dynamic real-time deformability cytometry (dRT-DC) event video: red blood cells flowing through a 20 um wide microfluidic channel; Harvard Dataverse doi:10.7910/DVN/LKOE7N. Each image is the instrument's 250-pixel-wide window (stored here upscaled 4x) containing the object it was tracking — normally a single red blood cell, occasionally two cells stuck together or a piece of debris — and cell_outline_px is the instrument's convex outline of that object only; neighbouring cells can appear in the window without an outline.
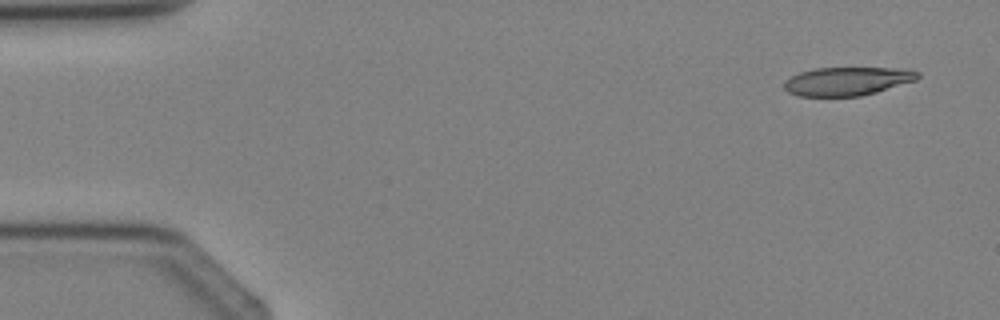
{"species": "Egyptian fruit bat (a non-hibernating species)", "species_latin": "Rousettus aegyptiacus", "temperature_condition": "cold", "stored_images_in_passage": 3, "camera_frame_rate_fps": 3000, "um_per_image_px": 0.085, "animal": {"sex": "female"}, "frame": {"image": 1, "passage_image": 1, "time_ms": 0.0, "image_size_px": [1000, 320], "cell_outline_px": [[920, 76], [916, 80], [876, 92], [860, 96], [800, 96], [788, 92], [784, 88], [784, 80], [800, 72], [816, 68], [892, 68], [920, 72]], "centroid_in_image_um": [71.99, 6.9], "position_along_channel_um": 13.0, "area_um2": 21.96}}